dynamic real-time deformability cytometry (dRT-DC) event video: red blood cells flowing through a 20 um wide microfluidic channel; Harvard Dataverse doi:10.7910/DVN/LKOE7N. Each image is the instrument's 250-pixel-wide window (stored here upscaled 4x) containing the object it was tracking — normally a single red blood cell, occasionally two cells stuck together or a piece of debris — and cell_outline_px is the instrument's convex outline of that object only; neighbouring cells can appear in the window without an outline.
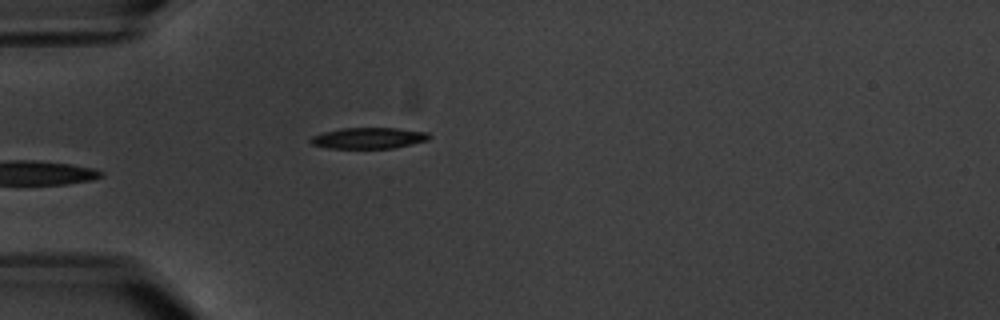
{"species": "common noctule bat (a hibernating species)", "species_latin": "Nyctalus noctula", "temperature_condition": "warm", "stored_images_in_passage": 6, "camera_frame_rate_fps": 3000, "um_per_image_px": 0.085, "animal": {"sex": "male", "body_mass_g": 20.1, "forearm_length_mm": 53.5}, "frame": {"image": 1, "passage_image": 6, "time_ms": 6.0, "image_size_px": [1000, 320], "cell_outline_px": [[432, 136], [428, 140], [392, 148], [328, 148], [312, 144], [308, 140], [312, 136], [324, 132], [340, 128], [396, 128], [428, 132]], "centroid_in_image_um": [31.33, 11.73], "position_along_channel_um": 53.7, "area_um2": 14.51}}